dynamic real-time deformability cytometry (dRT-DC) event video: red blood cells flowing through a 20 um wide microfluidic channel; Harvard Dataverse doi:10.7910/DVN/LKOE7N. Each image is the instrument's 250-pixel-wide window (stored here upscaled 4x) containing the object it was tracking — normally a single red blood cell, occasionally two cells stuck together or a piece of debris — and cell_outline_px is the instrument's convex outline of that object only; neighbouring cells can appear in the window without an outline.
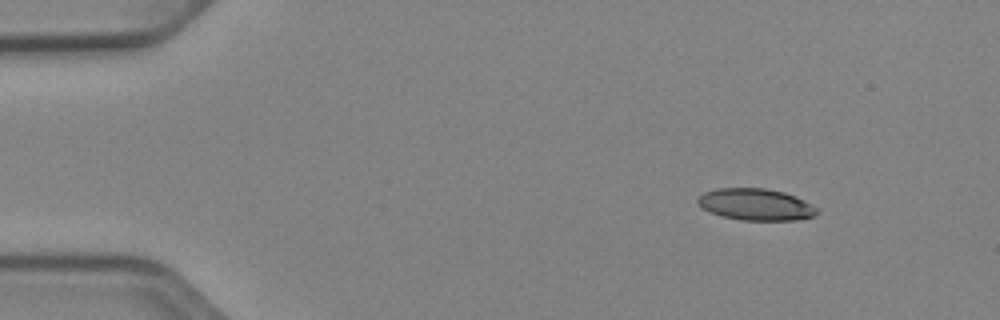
{"species": "Egyptian fruit bat (a non-hibernating species)", "species_latin": "Rousettus aegyptiacus", "temperature_condition": "cold", "stored_images_in_passage": 47, "camera_frame_rate_fps": 3000, "um_per_image_px": 0.085, "animal": {"sex": "female"}, "frame": {"image": 1, "passage_image": 1, "time_ms": 0.0, "image_size_px": [1000, 320], "cell_outline_px": [[820, 212], [812, 216], [796, 220], [740, 220], [720, 216], [704, 208], [696, 200], [704, 192], [716, 188], [764, 188], [784, 192], [796, 196], [804, 200], [816, 208]], "centroid_in_image_um": [64.25, 17.38], "position_along_channel_um": 20.8, "area_um2": 21.91}}
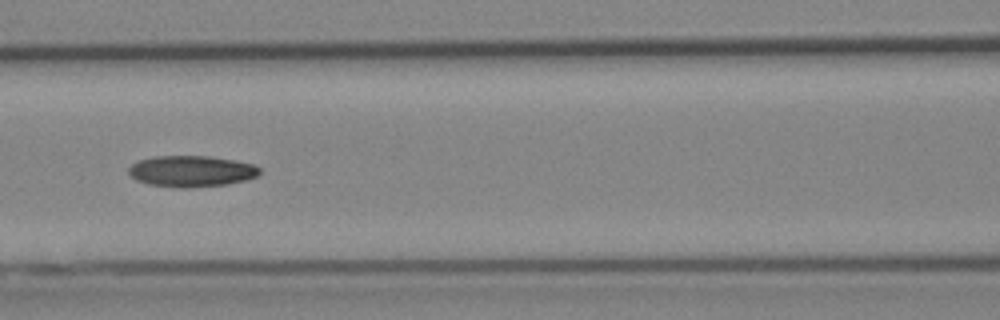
{"frame": {"image": 2, "passage_image": 18, "time_ms": 5.667, "image_size_px": [1000, 320], "cell_outline_px": [[260, 172], [256, 176], [244, 180], [228, 184], [188, 188], [176, 188], [148, 184], [136, 180], [128, 172], [128, 168], [132, 164], [140, 160], [156, 156], [208, 156], [232, 160], [252, 164], [260, 168]], "centroid_in_image_um": [16.24, 14.56], "position_along_channel_um": 150.4, "area_um2": 23.7}}
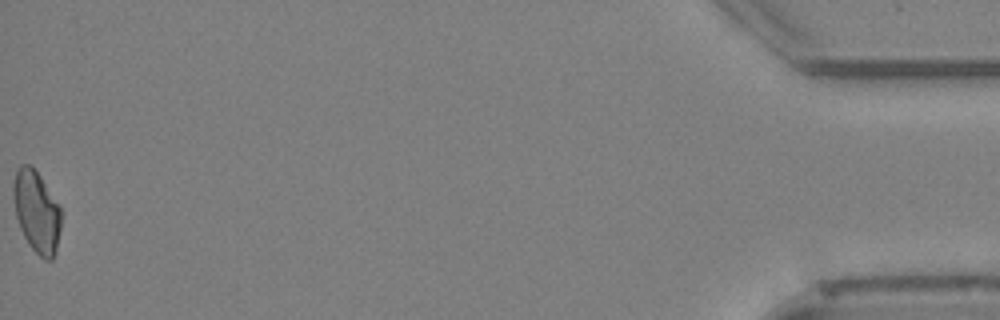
{"frame": {"image": 3, "passage_image": 47, "time_ms": 15.333, "image_size_px": [1000, 320], "cell_outline_px": [[60, 228], [56, 248], [52, 260], [44, 260], [28, 244], [20, 228], [16, 216], [12, 192], [12, 184], [16, 172], [20, 164], [32, 164], [60, 204]], "centroid_in_image_um": [3.1, 17.94], "position_along_channel_um": 432.1, "area_um2": 22.89}, "authors_computed_cell_mechanics": {"area_um2": 22.831, "velocity_mm_per_s": 3.9272, "shape_relaxation_time_tau1_ms": 9.1305, "shape_relaxation_time_tau2_ms": null, "deformation_change_tau1": 0.1747, "deformation_change_tau2": null}}